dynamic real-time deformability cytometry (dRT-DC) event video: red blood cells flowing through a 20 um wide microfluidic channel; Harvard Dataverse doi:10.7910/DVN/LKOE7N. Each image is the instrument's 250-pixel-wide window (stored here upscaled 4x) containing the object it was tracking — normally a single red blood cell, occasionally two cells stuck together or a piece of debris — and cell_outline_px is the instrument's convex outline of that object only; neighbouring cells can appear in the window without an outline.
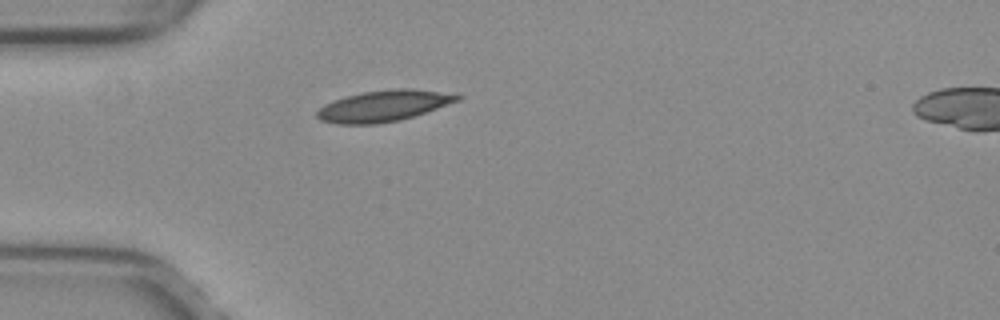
{"species": "common noctule bat (a hibernating species)", "species_latin": "Nyctalus noctula", "temperature_condition": "warm", "stored_images_in_passage": 19, "camera_frame_rate_fps": 3000, "um_per_image_px": 0.085, "animal": {"sex": "female", "body_mass_g": 29.2, "forearm_length_mm": 56.3}, "frame": {"image": 1, "passage_image": 1, "time_ms": 0.0, "image_size_px": [1000, 320], "cell_outline_px": [[464, 96], [460, 100], [400, 120], [376, 124], [336, 124], [320, 120], [316, 116], [316, 112], [324, 104], [332, 100], [344, 96], [364, 92], [396, 88], [412, 88], [456, 92]], "centroid_in_image_um": [32.64, 8.98], "position_along_channel_um": 52.4, "area_um2": 25.78}}
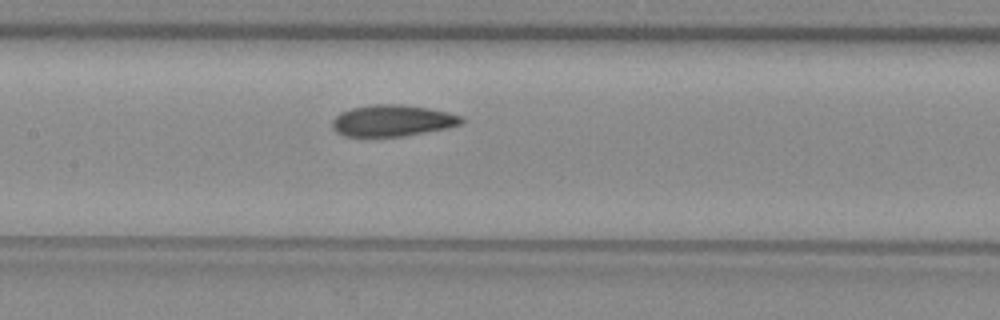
{"frame": {"image": 2, "passage_image": 11, "time_ms": 3.333, "image_size_px": [1000, 320], "cell_outline_px": [[464, 124], [448, 128], [400, 136], [344, 136], [336, 132], [332, 128], [332, 120], [340, 112], [352, 108], [372, 104], [396, 104], [428, 108], [448, 112], [464, 116]], "centroid_in_image_um": [33.37, 10.25], "position_along_channel_um": 174.0, "area_um2": 23.7}}
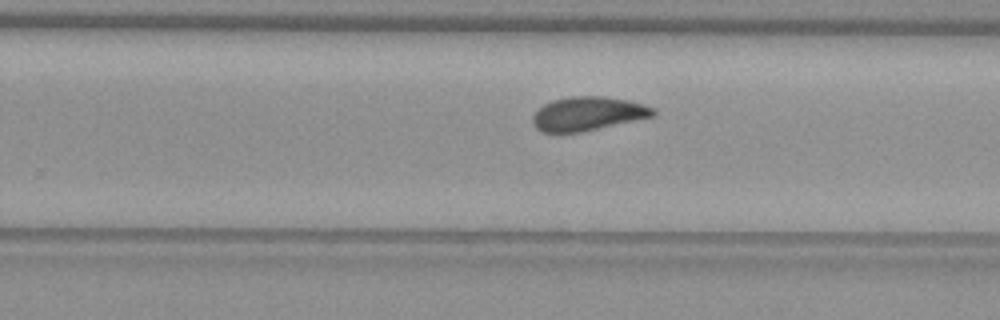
{"frame": {"image": 3, "passage_image": 19, "time_ms": 6.0, "image_size_px": [1000, 320], "cell_outline_px": [[656, 116], [580, 132], [540, 132], [532, 124], [532, 116], [544, 104], [552, 100], [572, 96], [604, 96], [644, 104], [652, 108], [656, 112]], "centroid_in_image_um": [49.95, 9.67], "position_along_channel_um": 279.8, "area_um2": 23.64}}